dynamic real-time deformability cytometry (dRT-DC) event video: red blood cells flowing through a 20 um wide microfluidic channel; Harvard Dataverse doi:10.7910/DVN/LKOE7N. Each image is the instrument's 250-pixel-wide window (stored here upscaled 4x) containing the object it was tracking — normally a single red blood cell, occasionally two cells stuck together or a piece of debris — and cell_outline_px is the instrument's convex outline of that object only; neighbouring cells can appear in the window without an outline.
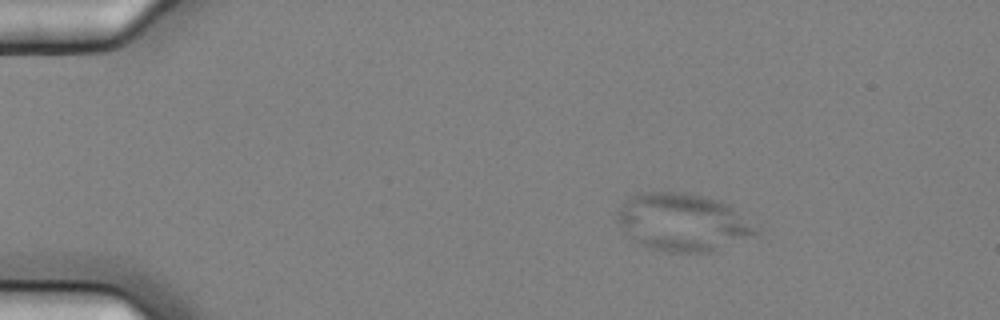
{"species": "common noctule bat (a hibernating species)", "species_latin": "Nyctalus noctula", "temperature_condition": "cold", "stored_images_in_passage": 7, "camera_frame_rate_fps": 3000, "um_per_image_px": 0.085, "animal": {"sex": "female", "body_mass_g": 25.1}, "frame": {"image": 1, "passage_image": 2, "time_ms": 0.333, "image_size_px": [1000, 320], "cell_outline_px": [[760, 232], [752, 236], [708, 252], [668, 252], [652, 248], [640, 244], [632, 240], [624, 232], [616, 216], [616, 212], [632, 196], [640, 192], [680, 192], [720, 200], [728, 204], [760, 228]], "centroid_in_image_um": [58.04, 18.89], "position_along_channel_um": 27.0, "area_um2": 46.18}}
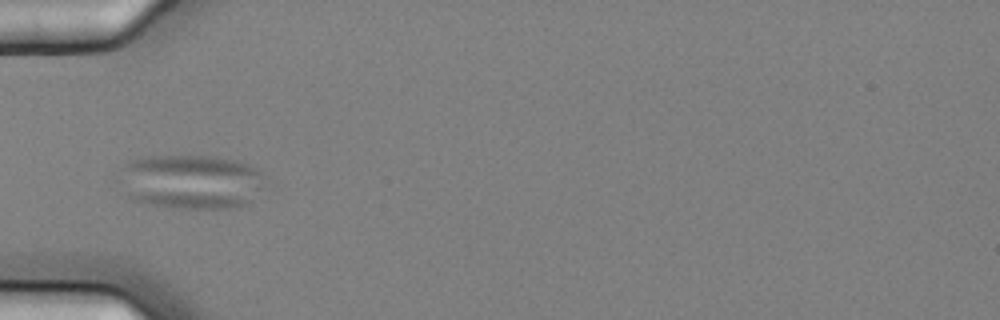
{"frame": {"image": 2, "passage_image": 5, "time_ms": 1.333, "image_size_px": [1000, 320], "cell_outline_px": [[268, 184], [248, 204], [236, 208], [184, 208], [152, 204], [132, 200], [128, 196], [124, 164], [128, 160], [144, 156], [216, 156], [236, 160], [248, 164], [256, 168], [260, 172]], "centroid_in_image_um": [16.38, 15.44], "position_along_channel_um": 68.6, "area_um2": 46.01}}
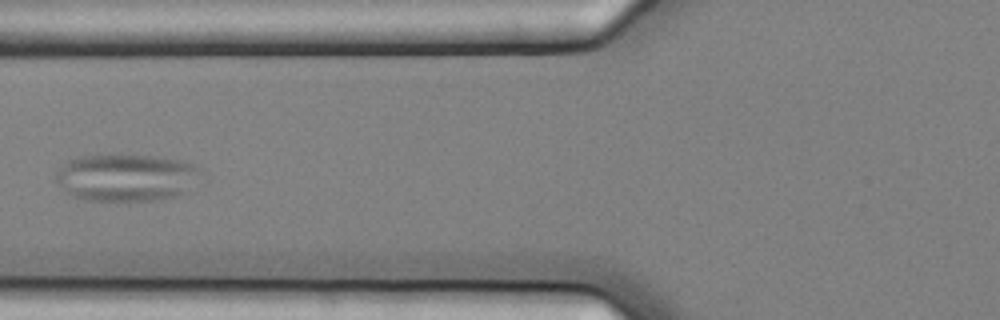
{"frame": {"image": 3, "passage_image": 6, "time_ms": 1.667, "image_size_px": [1000, 320], "cell_outline_px": [[200, 172], [176, 196], [156, 200], [84, 200], [72, 196], [56, 180], [56, 172], [68, 160], [76, 156], [152, 156], [180, 160], [196, 164], [200, 168]], "centroid_in_image_um": [10.66, 15.08], "position_along_channel_um": 115.1, "area_um2": 38.78}}